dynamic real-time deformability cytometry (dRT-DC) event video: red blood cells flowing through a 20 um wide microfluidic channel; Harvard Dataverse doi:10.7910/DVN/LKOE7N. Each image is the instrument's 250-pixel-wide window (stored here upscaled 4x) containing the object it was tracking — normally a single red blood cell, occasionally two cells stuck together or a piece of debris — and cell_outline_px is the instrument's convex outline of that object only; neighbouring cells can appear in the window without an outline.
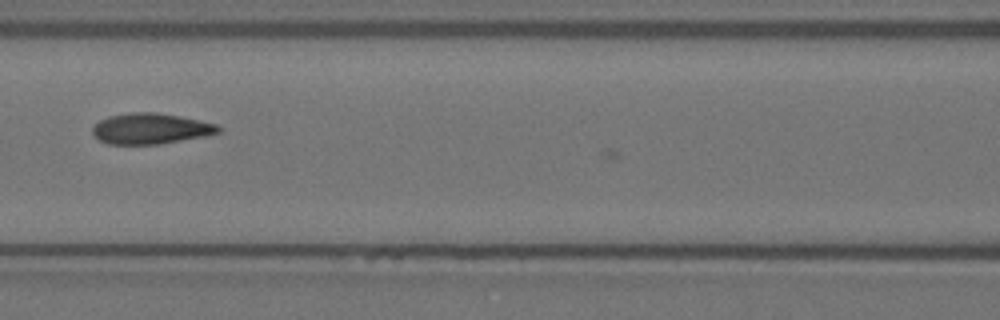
{"species": "Egyptian fruit bat (a non-hibernating species)", "species_latin": "Rousettus aegyptiacus", "temperature_condition": "warm", "stored_images_in_passage": 26, "camera_frame_rate_fps": 3000, "um_per_image_px": 0.085, "animal": {"sex": "female"}, "frame": {"image": 1, "passage_image": 25, "time_ms": 8.0, "image_size_px": [1000, 320], "cell_outline_px": [[220, 132], [204, 136], [160, 144], [108, 144], [100, 140], [92, 132], [92, 128], [100, 120], [108, 116], [132, 112], [156, 112], [180, 116], [216, 124], [220, 128]], "centroid_in_image_um": [12.79, 10.93], "position_along_channel_um": 153.8, "area_um2": 22.37}}